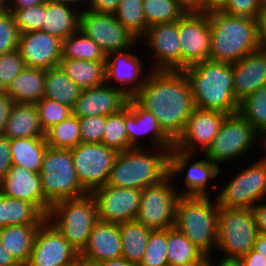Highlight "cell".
Instances as JSON below:
<instances>
[{"instance_id":"6da1fadb","label":"cell","mask_w":266,"mask_h":266,"mask_svg":"<svg viewBox=\"0 0 266 266\" xmlns=\"http://www.w3.org/2000/svg\"><path fill=\"white\" fill-rule=\"evenodd\" d=\"M132 98L152 113L174 142L195 109L190 84L182 70H150L144 85Z\"/></svg>"},{"instance_id":"7a4b0ae2","label":"cell","mask_w":266,"mask_h":266,"mask_svg":"<svg viewBox=\"0 0 266 266\" xmlns=\"http://www.w3.org/2000/svg\"><path fill=\"white\" fill-rule=\"evenodd\" d=\"M186 75L195 108L234 114L239 102L234 96L232 63L201 61L182 70Z\"/></svg>"},{"instance_id":"3957f363","label":"cell","mask_w":266,"mask_h":266,"mask_svg":"<svg viewBox=\"0 0 266 266\" xmlns=\"http://www.w3.org/2000/svg\"><path fill=\"white\" fill-rule=\"evenodd\" d=\"M211 24L210 60L235 63L259 49L258 20L207 11Z\"/></svg>"},{"instance_id":"277c9868","label":"cell","mask_w":266,"mask_h":266,"mask_svg":"<svg viewBox=\"0 0 266 266\" xmlns=\"http://www.w3.org/2000/svg\"><path fill=\"white\" fill-rule=\"evenodd\" d=\"M152 149L155 153L145 147L118 152L107 185L144 189L164 179L169 174V150Z\"/></svg>"},{"instance_id":"5b68a950","label":"cell","mask_w":266,"mask_h":266,"mask_svg":"<svg viewBox=\"0 0 266 266\" xmlns=\"http://www.w3.org/2000/svg\"><path fill=\"white\" fill-rule=\"evenodd\" d=\"M213 196H180L174 228L184 234L205 256L216 249L219 203Z\"/></svg>"},{"instance_id":"8992f818","label":"cell","mask_w":266,"mask_h":266,"mask_svg":"<svg viewBox=\"0 0 266 266\" xmlns=\"http://www.w3.org/2000/svg\"><path fill=\"white\" fill-rule=\"evenodd\" d=\"M47 220L80 254L99 221L96 201L91 193L80 198L57 201L51 205Z\"/></svg>"},{"instance_id":"52a82bcc","label":"cell","mask_w":266,"mask_h":266,"mask_svg":"<svg viewBox=\"0 0 266 266\" xmlns=\"http://www.w3.org/2000/svg\"><path fill=\"white\" fill-rule=\"evenodd\" d=\"M252 209L219 207L216 249L225 257L241 258L251 249L258 235Z\"/></svg>"},{"instance_id":"ba28073f","label":"cell","mask_w":266,"mask_h":266,"mask_svg":"<svg viewBox=\"0 0 266 266\" xmlns=\"http://www.w3.org/2000/svg\"><path fill=\"white\" fill-rule=\"evenodd\" d=\"M261 135L238 112L228 114L217 135L203 153L219 167L232 159L241 158L253 150ZM257 140V141H256ZM238 157V158H237Z\"/></svg>"},{"instance_id":"9c48e42d","label":"cell","mask_w":266,"mask_h":266,"mask_svg":"<svg viewBox=\"0 0 266 266\" xmlns=\"http://www.w3.org/2000/svg\"><path fill=\"white\" fill-rule=\"evenodd\" d=\"M227 184V185H226ZM218 185L219 207L252 209L266 198V160L261 157L227 182Z\"/></svg>"},{"instance_id":"30bf717a","label":"cell","mask_w":266,"mask_h":266,"mask_svg":"<svg viewBox=\"0 0 266 266\" xmlns=\"http://www.w3.org/2000/svg\"><path fill=\"white\" fill-rule=\"evenodd\" d=\"M174 180L168 174L160 182L142 189L136 220L152 230L174 227L175 210L180 197L178 186L172 183Z\"/></svg>"},{"instance_id":"8fae6325","label":"cell","mask_w":266,"mask_h":266,"mask_svg":"<svg viewBox=\"0 0 266 266\" xmlns=\"http://www.w3.org/2000/svg\"><path fill=\"white\" fill-rule=\"evenodd\" d=\"M71 154L80 183L91 193L107 184L118 151L103 143H80Z\"/></svg>"},{"instance_id":"7c38bea8","label":"cell","mask_w":266,"mask_h":266,"mask_svg":"<svg viewBox=\"0 0 266 266\" xmlns=\"http://www.w3.org/2000/svg\"><path fill=\"white\" fill-rule=\"evenodd\" d=\"M80 31L92 39L106 54L135 47L140 40L116 20L113 14L82 9Z\"/></svg>"},{"instance_id":"4fadbf2b","label":"cell","mask_w":266,"mask_h":266,"mask_svg":"<svg viewBox=\"0 0 266 266\" xmlns=\"http://www.w3.org/2000/svg\"><path fill=\"white\" fill-rule=\"evenodd\" d=\"M196 154L182 152L176 148L169 151V175L174 177L183 175V190L178 191L180 196H210L209 181L220 176L221 168L208 157L191 163ZM208 187V188H207Z\"/></svg>"},{"instance_id":"5bb4252c","label":"cell","mask_w":266,"mask_h":266,"mask_svg":"<svg viewBox=\"0 0 266 266\" xmlns=\"http://www.w3.org/2000/svg\"><path fill=\"white\" fill-rule=\"evenodd\" d=\"M181 70L210 60L211 24L207 11L186 12L179 19Z\"/></svg>"},{"instance_id":"9a60e30c","label":"cell","mask_w":266,"mask_h":266,"mask_svg":"<svg viewBox=\"0 0 266 266\" xmlns=\"http://www.w3.org/2000/svg\"><path fill=\"white\" fill-rule=\"evenodd\" d=\"M80 259L78 251L47 219L40 225L25 266H71Z\"/></svg>"},{"instance_id":"2e32d148","label":"cell","mask_w":266,"mask_h":266,"mask_svg":"<svg viewBox=\"0 0 266 266\" xmlns=\"http://www.w3.org/2000/svg\"><path fill=\"white\" fill-rule=\"evenodd\" d=\"M142 189L101 186L91 192L100 221L123 223L135 220L139 211Z\"/></svg>"},{"instance_id":"e0dca14e","label":"cell","mask_w":266,"mask_h":266,"mask_svg":"<svg viewBox=\"0 0 266 266\" xmlns=\"http://www.w3.org/2000/svg\"><path fill=\"white\" fill-rule=\"evenodd\" d=\"M140 41L146 44L145 46H147L148 51H152L149 59L153 60L154 58V65L152 64L150 70H181L179 20L149 26L146 34Z\"/></svg>"},{"instance_id":"ac0fdd59","label":"cell","mask_w":266,"mask_h":266,"mask_svg":"<svg viewBox=\"0 0 266 266\" xmlns=\"http://www.w3.org/2000/svg\"><path fill=\"white\" fill-rule=\"evenodd\" d=\"M227 115L221 111L195 108L187 119L182 134L174 142V148L186 153L196 154L198 151L204 153Z\"/></svg>"},{"instance_id":"d6986e66","label":"cell","mask_w":266,"mask_h":266,"mask_svg":"<svg viewBox=\"0 0 266 266\" xmlns=\"http://www.w3.org/2000/svg\"><path fill=\"white\" fill-rule=\"evenodd\" d=\"M124 123L129 144L133 148L144 147L139 144L141 137L149 135L150 145L154 148L168 149L174 147V141L164 132L158 120L151 112L142 108L132 97L124 107Z\"/></svg>"},{"instance_id":"ffe728a7","label":"cell","mask_w":266,"mask_h":266,"mask_svg":"<svg viewBox=\"0 0 266 266\" xmlns=\"http://www.w3.org/2000/svg\"><path fill=\"white\" fill-rule=\"evenodd\" d=\"M132 49L109 53L105 61L106 83L114 87L117 86L112 83H119V88L128 97H133L141 89L150 72L142 76L145 64H142V58L130 52Z\"/></svg>"},{"instance_id":"44dd1931","label":"cell","mask_w":266,"mask_h":266,"mask_svg":"<svg viewBox=\"0 0 266 266\" xmlns=\"http://www.w3.org/2000/svg\"><path fill=\"white\" fill-rule=\"evenodd\" d=\"M62 48L63 40L41 30L19 34L17 49L26 67L47 70L59 66Z\"/></svg>"},{"instance_id":"7402d4cb","label":"cell","mask_w":266,"mask_h":266,"mask_svg":"<svg viewBox=\"0 0 266 266\" xmlns=\"http://www.w3.org/2000/svg\"><path fill=\"white\" fill-rule=\"evenodd\" d=\"M129 97L118 87L103 85L82 89L72 108V114L79 119L114 114L123 109Z\"/></svg>"},{"instance_id":"603a6c76","label":"cell","mask_w":266,"mask_h":266,"mask_svg":"<svg viewBox=\"0 0 266 266\" xmlns=\"http://www.w3.org/2000/svg\"><path fill=\"white\" fill-rule=\"evenodd\" d=\"M1 193L36 205L46 216L52 205L43 194L40 174L18 165L1 180Z\"/></svg>"},{"instance_id":"cb8c5ba5","label":"cell","mask_w":266,"mask_h":266,"mask_svg":"<svg viewBox=\"0 0 266 266\" xmlns=\"http://www.w3.org/2000/svg\"><path fill=\"white\" fill-rule=\"evenodd\" d=\"M119 225L98 221L90 233L88 243L80 253V259L88 264L122 257Z\"/></svg>"},{"instance_id":"d4e9b609","label":"cell","mask_w":266,"mask_h":266,"mask_svg":"<svg viewBox=\"0 0 266 266\" xmlns=\"http://www.w3.org/2000/svg\"><path fill=\"white\" fill-rule=\"evenodd\" d=\"M234 96L241 102L248 95L266 86V51L257 49L232 63Z\"/></svg>"},{"instance_id":"484cf974","label":"cell","mask_w":266,"mask_h":266,"mask_svg":"<svg viewBox=\"0 0 266 266\" xmlns=\"http://www.w3.org/2000/svg\"><path fill=\"white\" fill-rule=\"evenodd\" d=\"M40 176L43 194L51 204L80 198L89 193L80 183L75 168L55 170Z\"/></svg>"},{"instance_id":"4316f807","label":"cell","mask_w":266,"mask_h":266,"mask_svg":"<svg viewBox=\"0 0 266 266\" xmlns=\"http://www.w3.org/2000/svg\"><path fill=\"white\" fill-rule=\"evenodd\" d=\"M80 13L81 10L71 4L47 0L41 31L65 40L79 30Z\"/></svg>"},{"instance_id":"83f0119b","label":"cell","mask_w":266,"mask_h":266,"mask_svg":"<svg viewBox=\"0 0 266 266\" xmlns=\"http://www.w3.org/2000/svg\"><path fill=\"white\" fill-rule=\"evenodd\" d=\"M34 103H13L10 109L5 135L10 140L25 137H44Z\"/></svg>"},{"instance_id":"f1b7e54d","label":"cell","mask_w":266,"mask_h":266,"mask_svg":"<svg viewBox=\"0 0 266 266\" xmlns=\"http://www.w3.org/2000/svg\"><path fill=\"white\" fill-rule=\"evenodd\" d=\"M46 70L26 67L5 91L13 103H36L43 98Z\"/></svg>"},{"instance_id":"f546056e","label":"cell","mask_w":266,"mask_h":266,"mask_svg":"<svg viewBox=\"0 0 266 266\" xmlns=\"http://www.w3.org/2000/svg\"><path fill=\"white\" fill-rule=\"evenodd\" d=\"M39 227L40 225H12L0 229V243L21 266L29 261Z\"/></svg>"},{"instance_id":"4dcf8cb0","label":"cell","mask_w":266,"mask_h":266,"mask_svg":"<svg viewBox=\"0 0 266 266\" xmlns=\"http://www.w3.org/2000/svg\"><path fill=\"white\" fill-rule=\"evenodd\" d=\"M59 66L81 89L106 83L105 62L77 59H61Z\"/></svg>"},{"instance_id":"1f68e13d","label":"cell","mask_w":266,"mask_h":266,"mask_svg":"<svg viewBox=\"0 0 266 266\" xmlns=\"http://www.w3.org/2000/svg\"><path fill=\"white\" fill-rule=\"evenodd\" d=\"M48 145L45 137H25L10 140L12 165L39 173Z\"/></svg>"},{"instance_id":"d6a6232c","label":"cell","mask_w":266,"mask_h":266,"mask_svg":"<svg viewBox=\"0 0 266 266\" xmlns=\"http://www.w3.org/2000/svg\"><path fill=\"white\" fill-rule=\"evenodd\" d=\"M118 225L121 235L122 257L129 262L138 264L145 253L152 229L136 219Z\"/></svg>"},{"instance_id":"836d02e7","label":"cell","mask_w":266,"mask_h":266,"mask_svg":"<svg viewBox=\"0 0 266 266\" xmlns=\"http://www.w3.org/2000/svg\"><path fill=\"white\" fill-rule=\"evenodd\" d=\"M81 91L82 89L65 74L60 66L46 70L43 97L60 102L72 109Z\"/></svg>"},{"instance_id":"e575fe53","label":"cell","mask_w":266,"mask_h":266,"mask_svg":"<svg viewBox=\"0 0 266 266\" xmlns=\"http://www.w3.org/2000/svg\"><path fill=\"white\" fill-rule=\"evenodd\" d=\"M205 255L174 227L167 229V258L169 266H193Z\"/></svg>"},{"instance_id":"d590c367","label":"cell","mask_w":266,"mask_h":266,"mask_svg":"<svg viewBox=\"0 0 266 266\" xmlns=\"http://www.w3.org/2000/svg\"><path fill=\"white\" fill-rule=\"evenodd\" d=\"M106 54L80 29L63 40L62 58L105 62Z\"/></svg>"},{"instance_id":"8d00e7d4","label":"cell","mask_w":266,"mask_h":266,"mask_svg":"<svg viewBox=\"0 0 266 266\" xmlns=\"http://www.w3.org/2000/svg\"><path fill=\"white\" fill-rule=\"evenodd\" d=\"M5 226L41 225L47 216L34 204L4 195Z\"/></svg>"},{"instance_id":"74e56055","label":"cell","mask_w":266,"mask_h":266,"mask_svg":"<svg viewBox=\"0 0 266 266\" xmlns=\"http://www.w3.org/2000/svg\"><path fill=\"white\" fill-rule=\"evenodd\" d=\"M48 147L72 149L81 143L79 118L71 114L59 124L51 126L44 133Z\"/></svg>"},{"instance_id":"f35d334b","label":"cell","mask_w":266,"mask_h":266,"mask_svg":"<svg viewBox=\"0 0 266 266\" xmlns=\"http://www.w3.org/2000/svg\"><path fill=\"white\" fill-rule=\"evenodd\" d=\"M238 113L262 136L266 133V86L239 102Z\"/></svg>"},{"instance_id":"ab89813d","label":"cell","mask_w":266,"mask_h":266,"mask_svg":"<svg viewBox=\"0 0 266 266\" xmlns=\"http://www.w3.org/2000/svg\"><path fill=\"white\" fill-rule=\"evenodd\" d=\"M142 4L143 0H120L113 13L116 20L139 40L148 30Z\"/></svg>"},{"instance_id":"60d3db41","label":"cell","mask_w":266,"mask_h":266,"mask_svg":"<svg viewBox=\"0 0 266 266\" xmlns=\"http://www.w3.org/2000/svg\"><path fill=\"white\" fill-rule=\"evenodd\" d=\"M147 26L178 21L187 11L176 0H143Z\"/></svg>"},{"instance_id":"b9f144b4","label":"cell","mask_w":266,"mask_h":266,"mask_svg":"<svg viewBox=\"0 0 266 266\" xmlns=\"http://www.w3.org/2000/svg\"><path fill=\"white\" fill-rule=\"evenodd\" d=\"M102 143L118 152L133 148L129 144L124 123V108L119 112L108 115L104 127Z\"/></svg>"},{"instance_id":"7bdbcfd3","label":"cell","mask_w":266,"mask_h":266,"mask_svg":"<svg viewBox=\"0 0 266 266\" xmlns=\"http://www.w3.org/2000/svg\"><path fill=\"white\" fill-rule=\"evenodd\" d=\"M137 266H169L167 258V229L151 231L145 253Z\"/></svg>"},{"instance_id":"ee69618b","label":"cell","mask_w":266,"mask_h":266,"mask_svg":"<svg viewBox=\"0 0 266 266\" xmlns=\"http://www.w3.org/2000/svg\"><path fill=\"white\" fill-rule=\"evenodd\" d=\"M35 106L38 112L40 125L44 132L51 126L59 124L64 119H67L72 114V109L69 106L46 97L37 101Z\"/></svg>"},{"instance_id":"f6af8a7d","label":"cell","mask_w":266,"mask_h":266,"mask_svg":"<svg viewBox=\"0 0 266 266\" xmlns=\"http://www.w3.org/2000/svg\"><path fill=\"white\" fill-rule=\"evenodd\" d=\"M13 14L19 34L42 29L46 2L25 9H7Z\"/></svg>"},{"instance_id":"bcb514c9","label":"cell","mask_w":266,"mask_h":266,"mask_svg":"<svg viewBox=\"0 0 266 266\" xmlns=\"http://www.w3.org/2000/svg\"><path fill=\"white\" fill-rule=\"evenodd\" d=\"M26 68L18 49L0 55V91H6L16 76Z\"/></svg>"},{"instance_id":"7dc6e473","label":"cell","mask_w":266,"mask_h":266,"mask_svg":"<svg viewBox=\"0 0 266 266\" xmlns=\"http://www.w3.org/2000/svg\"><path fill=\"white\" fill-rule=\"evenodd\" d=\"M74 168L71 149L47 147L39 174Z\"/></svg>"},{"instance_id":"c3c4849f","label":"cell","mask_w":266,"mask_h":266,"mask_svg":"<svg viewBox=\"0 0 266 266\" xmlns=\"http://www.w3.org/2000/svg\"><path fill=\"white\" fill-rule=\"evenodd\" d=\"M19 32L13 14L6 10L0 14V55L18 48Z\"/></svg>"},{"instance_id":"681fc988","label":"cell","mask_w":266,"mask_h":266,"mask_svg":"<svg viewBox=\"0 0 266 266\" xmlns=\"http://www.w3.org/2000/svg\"><path fill=\"white\" fill-rule=\"evenodd\" d=\"M218 9L228 15L258 19L262 0H225Z\"/></svg>"},{"instance_id":"f907efd6","label":"cell","mask_w":266,"mask_h":266,"mask_svg":"<svg viewBox=\"0 0 266 266\" xmlns=\"http://www.w3.org/2000/svg\"><path fill=\"white\" fill-rule=\"evenodd\" d=\"M81 143H102L105 116H93L79 119Z\"/></svg>"},{"instance_id":"816d5d0a","label":"cell","mask_w":266,"mask_h":266,"mask_svg":"<svg viewBox=\"0 0 266 266\" xmlns=\"http://www.w3.org/2000/svg\"><path fill=\"white\" fill-rule=\"evenodd\" d=\"M12 166L10 139L0 135V181L6 176Z\"/></svg>"},{"instance_id":"f5cc1de1","label":"cell","mask_w":266,"mask_h":266,"mask_svg":"<svg viewBox=\"0 0 266 266\" xmlns=\"http://www.w3.org/2000/svg\"><path fill=\"white\" fill-rule=\"evenodd\" d=\"M120 0H90L87 10L95 13L113 14Z\"/></svg>"},{"instance_id":"db71d44e","label":"cell","mask_w":266,"mask_h":266,"mask_svg":"<svg viewBox=\"0 0 266 266\" xmlns=\"http://www.w3.org/2000/svg\"><path fill=\"white\" fill-rule=\"evenodd\" d=\"M13 101L5 91H0V135H3Z\"/></svg>"},{"instance_id":"11a10c76","label":"cell","mask_w":266,"mask_h":266,"mask_svg":"<svg viewBox=\"0 0 266 266\" xmlns=\"http://www.w3.org/2000/svg\"><path fill=\"white\" fill-rule=\"evenodd\" d=\"M263 201L255 204L252 211L255 216L258 233L266 234V203H262Z\"/></svg>"},{"instance_id":"9f6ffc18","label":"cell","mask_w":266,"mask_h":266,"mask_svg":"<svg viewBox=\"0 0 266 266\" xmlns=\"http://www.w3.org/2000/svg\"><path fill=\"white\" fill-rule=\"evenodd\" d=\"M244 266H266V259L260 253L251 249L246 255L241 257Z\"/></svg>"},{"instance_id":"6f0895ef","label":"cell","mask_w":266,"mask_h":266,"mask_svg":"<svg viewBox=\"0 0 266 266\" xmlns=\"http://www.w3.org/2000/svg\"><path fill=\"white\" fill-rule=\"evenodd\" d=\"M259 49L266 51V13L258 16Z\"/></svg>"},{"instance_id":"680465c9","label":"cell","mask_w":266,"mask_h":266,"mask_svg":"<svg viewBox=\"0 0 266 266\" xmlns=\"http://www.w3.org/2000/svg\"><path fill=\"white\" fill-rule=\"evenodd\" d=\"M47 0H7V9H25L38 4H43Z\"/></svg>"},{"instance_id":"91938a15","label":"cell","mask_w":266,"mask_h":266,"mask_svg":"<svg viewBox=\"0 0 266 266\" xmlns=\"http://www.w3.org/2000/svg\"><path fill=\"white\" fill-rule=\"evenodd\" d=\"M187 12H203L202 0H176Z\"/></svg>"},{"instance_id":"94428289","label":"cell","mask_w":266,"mask_h":266,"mask_svg":"<svg viewBox=\"0 0 266 266\" xmlns=\"http://www.w3.org/2000/svg\"><path fill=\"white\" fill-rule=\"evenodd\" d=\"M0 266H21L0 243Z\"/></svg>"},{"instance_id":"6125c7cd","label":"cell","mask_w":266,"mask_h":266,"mask_svg":"<svg viewBox=\"0 0 266 266\" xmlns=\"http://www.w3.org/2000/svg\"><path fill=\"white\" fill-rule=\"evenodd\" d=\"M253 250L266 259V234L259 233L253 245Z\"/></svg>"},{"instance_id":"be15d7a7","label":"cell","mask_w":266,"mask_h":266,"mask_svg":"<svg viewBox=\"0 0 266 266\" xmlns=\"http://www.w3.org/2000/svg\"><path fill=\"white\" fill-rule=\"evenodd\" d=\"M97 266H137V264L132 263L124 259L123 257L117 259H110L97 264Z\"/></svg>"},{"instance_id":"e7e4bbea","label":"cell","mask_w":266,"mask_h":266,"mask_svg":"<svg viewBox=\"0 0 266 266\" xmlns=\"http://www.w3.org/2000/svg\"><path fill=\"white\" fill-rule=\"evenodd\" d=\"M219 259L217 261V266H244L241 258L222 256Z\"/></svg>"},{"instance_id":"03108f58","label":"cell","mask_w":266,"mask_h":266,"mask_svg":"<svg viewBox=\"0 0 266 266\" xmlns=\"http://www.w3.org/2000/svg\"><path fill=\"white\" fill-rule=\"evenodd\" d=\"M203 1V12L210 9H218L225 0H202Z\"/></svg>"},{"instance_id":"003e7915","label":"cell","mask_w":266,"mask_h":266,"mask_svg":"<svg viewBox=\"0 0 266 266\" xmlns=\"http://www.w3.org/2000/svg\"><path fill=\"white\" fill-rule=\"evenodd\" d=\"M52 1L71 4V5L78 7V8H82L84 5L83 10L86 9L88 4L90 3V0H52ZM80 6H82V7H80Z\"/></svg>"},{"instance_id":"a7ac6f4b","label":"cell","mask_w":266,"mask_h":266,"mask_svg":"<svg viewBox=\"0 0 266 266\" xmlns=\"http://www.w3.org/2000/svg\"><path fill=\"white\" fill-rule=\"evenodd\" d=\"M5 227L4 195L0 193V229Z\"/></svg>"},{"instance_id":"89a4df30","label":"cell","mask_w":266,"mask_h":266,"mask_svg":"<svg viewBox=\"0 0 266 266\" xmlns=\"http://www.w3.org/2000/svg\"><path fill=\"white\" fill-rule=\"evenodd\" d=\"M212 259V256H205L200 262L194 264L193 266H217V262H213Z\"/></svg>"},{"instance_id":"2644e50d","label":"cell","mask_w":266,"mask_h":266,"mask_svg":"<svg viewBox=\"0 0 266 266\" xmlns=\"http://www.w3.org/2000/svg\"><path fill=\"white\" fill-rule=\"evenodd\" d=\"M7 10V0H0V14Z\"/></svg>"},{"instance_id":"8c879c8a","label":"cell","mask_w":266,"mask_h":266,"mask_svg":"<svg viewBox=\"0 0 266 266\" xmlns=\"http://www.w3.org/2000/svg\"><path fill=\"white\" fill-rule=\"evenodd\" d=\"M260 141L263 144L264 150L266 152V133L260 137ZM265 145V146H264ZM266 154V153H265ZM266 160V155L262 156Z\"/></svg>"},{"instance_id":"753ad0ef","label":"cell","mask_w":266,"mask_h":266,"mask_svg":"<svg viewBox=\"0 0 266 266\" xmlns=\"http://www.w3.org/2000/svg\"><path fill=\"white\" fill-rule=\"evenodd\" d=\"M71 266H84V261H82L81 259H79L76 263H74Z\"/></svg>"},{"instance_id":"34e18365","label":"cell","mask_w":266,"mask_h":266,"mask_svg":"<svg viewBox=\"0 0 266 266\" xmlns=\"http://www.w3.org/2000/svg\"><path fill=\"white\" fill-rule=\"evenodd\" d=\"M261 13H266V0H262V12Z\"/></svg>"},{"instance_id":"11e5206c","label":"cell","mask_w":266,"mask_h":266,"mask_svg":"<svg viewBox=\"0 0 266 266\" xmlns=\"http://www.w3.org/2000/svg\"><path fill=\"white\" fill-rule=\"evenodd\" d=\"M84 266H97V265H92V264H88L84 261Z\"/></svg>"}]
</instances>
